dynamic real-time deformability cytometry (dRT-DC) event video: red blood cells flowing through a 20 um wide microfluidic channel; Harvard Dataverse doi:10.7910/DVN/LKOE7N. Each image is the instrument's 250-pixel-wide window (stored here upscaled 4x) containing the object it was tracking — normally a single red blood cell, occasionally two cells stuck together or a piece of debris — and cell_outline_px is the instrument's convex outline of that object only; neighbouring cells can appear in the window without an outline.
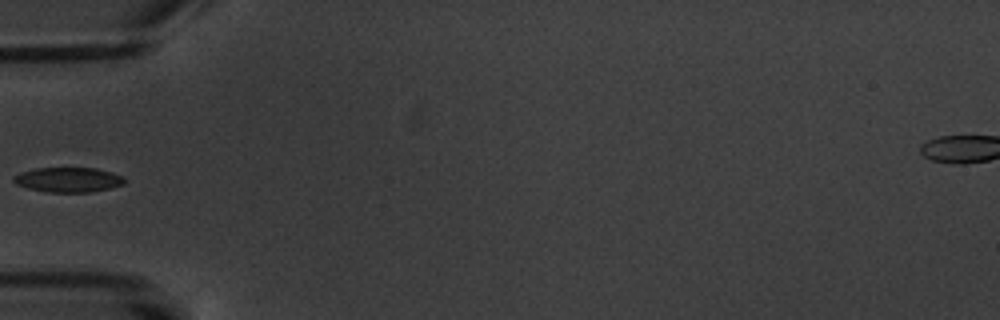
{"species": "common noctule bat (a hibernating species)", "species_latin": "Nyctalus noctula", "temperature_condition": "warm", "stored_images_in_passage": 6, "camera_frame_rate_fps": 3000, "um_per_image_px": 0.085, "animal": {"sex": "male", "body_mass_g": 20.1, "forearm_length_mm": 53.5}, "frame": {"image": 1, "passage_image": 6, "time_ms": 6.667, "image_size_px": [1000, 320], "cell_outline_px": [[124, 184], [92, 192], [48, 192], [28, 188], [16, 184], [12, 180], [12, 176], [20, 172], [36, 168], [96, 168], [112, 172], [124, 176]], "centroid_in_image_um": [5.78, 15.27], "position_along_channel_um": 79.2, "area_um2": 16.07}}